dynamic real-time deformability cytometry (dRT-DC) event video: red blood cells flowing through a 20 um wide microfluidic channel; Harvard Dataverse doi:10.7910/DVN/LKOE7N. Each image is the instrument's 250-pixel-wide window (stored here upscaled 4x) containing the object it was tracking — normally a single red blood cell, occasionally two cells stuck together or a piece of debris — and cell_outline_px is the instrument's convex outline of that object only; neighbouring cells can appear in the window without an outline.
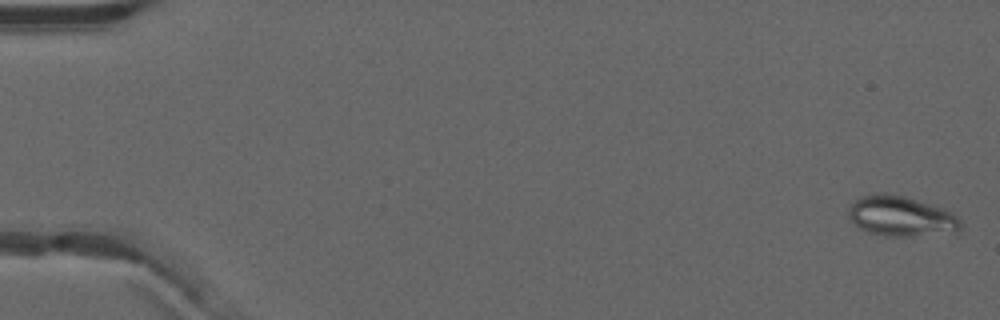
{"species": "common noctule bat (a hibernating species)", "species_latin": "Nyctalus noctula", "temperature_condition": "warm", "stored_images_in_passage": 53, "camera_frame_rate_fps": 3000, "um_per_image_px": 0.085, "animal": {"sex": "male", "forearm_length_mm": 52.5}, "frame": {"image": 1, "passage_image": 2, "time_ms": 0.333, "image_size_px": [1000, 320], "cell_outline_px": [[964, 224], [960, 232], [912, 236], [884, 236], [868, 232], [860, 228], [848, 216], [848, 204], [860, 196], [884, 192], [904, 196], [944, 208], [952, 212]], "centroid_in_image_um": [76.61, 18.38], "position_along_channel_um": 8.4, "area_um2": 26.65}}
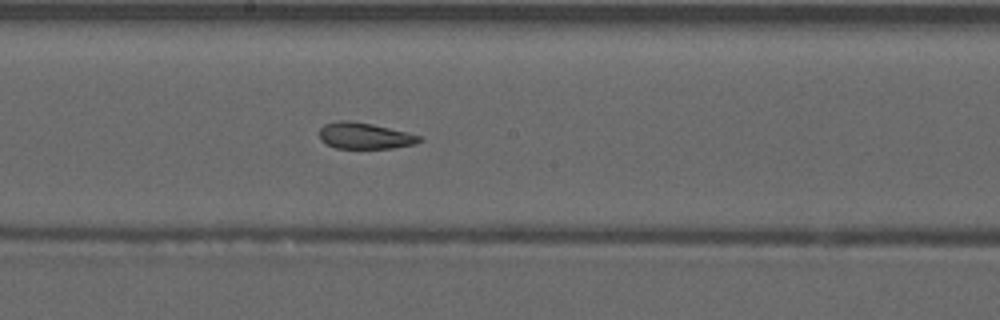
{"frame": {"image": 2, "passage_image": 30, "time_ms": 9.667, "image_size_px": [1000, 320], "cell_outline_px": [[424, 140], [416, 144], [392, 148], [336, 148], [324, 144], [320, 140], [320, 128], [324, 124], [336, 120], [348, 120], [372, 124], [408, 132], [420, 136]], "centroid_in_image_um": [30.99, 11.54], "position_along_channel_um": 217.2, "area_um2": 15.49}}
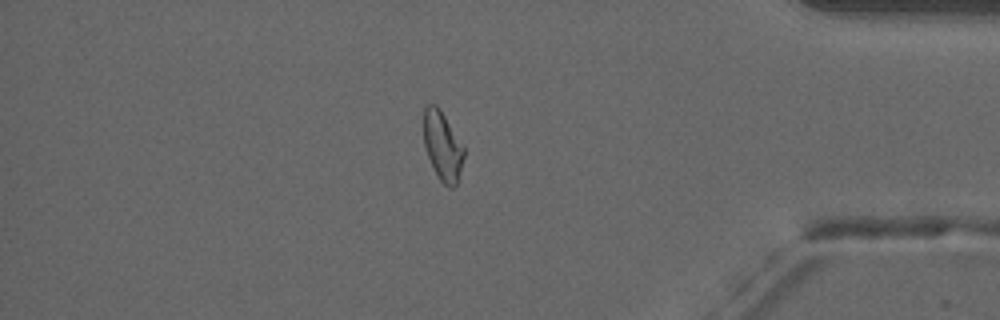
{"frame": {"image": 3, "passage_image": 46, "time_ms": 15.0, "image_size_px": [1000, 320], "cell_outline_px": [[464, 156], [456, 184], [452, 188], [448, 188], [440, 180], [428, 156], [424, 144], [424, 108], [428, 104], [436, 104], [440, 108], [464, 148]], "centroid_in_image_um": [37.61, 12.39], "position_along_channel_um": 397.6, "area_um2": 15.84}, "authors_computed_cell_mechanics": {"area_um2": 16.8776, "velocity_mm_per_s": 3.9474, "shape_relaxation_time_tau1_ms": null, "shape_relaxation_time_tau2_ms": 1.7912, "deformation_change_tau1": null, "deformation_change_tau2": 0.0813}}